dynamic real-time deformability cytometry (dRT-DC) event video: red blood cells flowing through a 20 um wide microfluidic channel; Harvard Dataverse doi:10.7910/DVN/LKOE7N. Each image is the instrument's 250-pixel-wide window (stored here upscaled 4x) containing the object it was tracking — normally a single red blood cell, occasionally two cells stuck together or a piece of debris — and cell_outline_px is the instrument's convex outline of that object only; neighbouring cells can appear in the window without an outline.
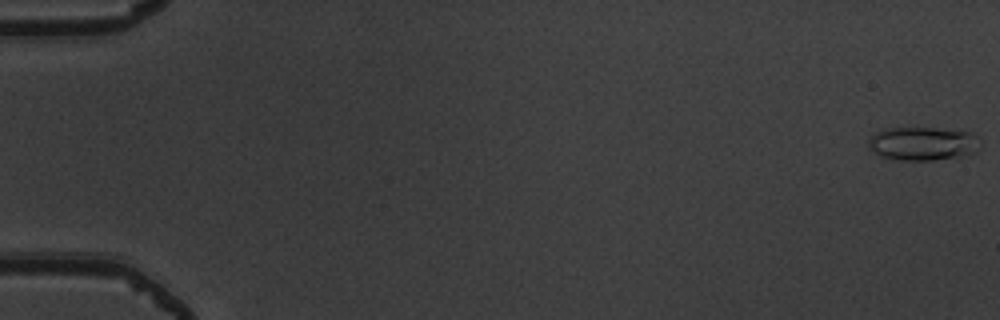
{"species": "common noctule bat (a hibernating species)", "species_latin": "Nyctalus noctula", "temperature_condition": "warm", "stored_images_in_passage": 2, "camera_frame_rate_fps": 3000, "um_per_image_px": 0.085, "animal": {"sex": "male", "body_mass_g": 19.5, "forearm_length_mm": 54.6}, "frame": {"image": 1, "passage_image": 1, "time_ms": 0.0, "image_size_px": [1000, 320], "cell_outline_px": [[976, 152], [960, 156], [932, 160], [904, 160], [880, 156], [868, 148], [868, 136], [876, 132], [888, 128], [932, 128], [972, 132]], "centroid_in_image_um": [78.31, 12.2], "position_along_channel_um": 6.7, "area_um2": 21.33}}